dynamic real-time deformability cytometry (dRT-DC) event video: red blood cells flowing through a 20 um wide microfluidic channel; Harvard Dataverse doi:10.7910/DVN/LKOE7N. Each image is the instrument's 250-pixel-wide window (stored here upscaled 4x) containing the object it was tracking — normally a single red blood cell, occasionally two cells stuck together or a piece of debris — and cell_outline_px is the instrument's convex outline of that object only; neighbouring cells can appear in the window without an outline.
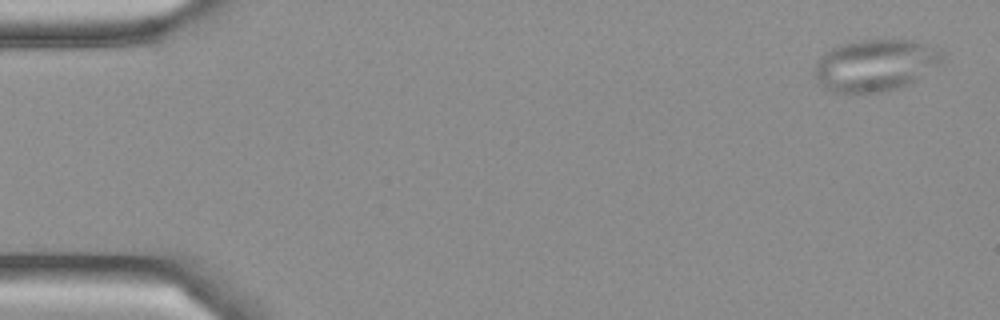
{"species": "Egyptian fruit bat (a non-hibernating species)", "species_latin": "Rousettus aegyptiacus", "temperature_condition": "cold", "stored_images_in_passage": 4, "camera_frame_rate_fps": 3000, "um_per_image_px": 0.085, "frame": {"image": 1, "passage_image": 1, "time_ms": 0.0, "image_size_px": [1000, 320], "cell_outline_px": [[944, 64], [916, 80], [908, 84], [896, 88], [880, 92], [832, 92], [824, 88], [816, 80], [816, 60], [824, 52], [840, 44], [864, 40], [912, 40], [940, 48], [944, 52]], "centroid_in_image_um": [74.46, 5.53], "position_along_channel_um": 10.5, "area_um2": 38.84}}